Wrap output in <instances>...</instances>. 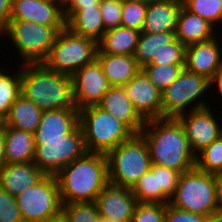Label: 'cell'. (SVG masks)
Wrapping results in <instances>:
<instances>
[{"instance_id": "51", "label": "cell", "mask_w": 222, "mask_h": 222, "mask_svg": "<svg viewBox=\"0 0 222 222\" xmlns=\"http://www.w3.org/2000/svg\"><path fill=\"white\" fill-rule=\"evenodd\" d=\"M209 222H222V218L215 219V220H210Z\"/></svg>"}, {"instance_id": "27", "label": "cell", "mask_w": 222, "mask_h": 222, "mask_svg": "<svg viewBox=\"0 0 222 222\" xmlns=\"http://www.w3.org/2000/svg\"><path fill=\"white\" fill-rule=\"evenodd\" d=\"M43 111L22 94L12 104L6 116V126L34 133L40 124Z\"/></svg>"}, {"instance_id": "12", "label": "cell", "mask_w": 222, "mask_h": 222, "mask_svg": "<svg viewBox=\"0 0 222 222\" xmlns=\"http://www.w3.org/2000/svg\"><path fill=\"white\" fill-rule=\"evenodd\" d=\"M73 100L80 110L97 105L112 87L97 59L76 71L72 76Z\"/></svg>"}, {"instance_id": "18", "label": "cell", "mask_w": 222, "mask_h": 222, "mask_svg": "<svg viewBox=\"0 0 222 222\" xmlns=\"http://www.w3.org/2000/svg\"><path fill=\"white\" fill-rule=\"evenodd\" d=\"M97 106L114 116L133 134L141 133L146 121L135 110L123 87L112 86Z\"/></svg>"}, {"instance_id": "8", "label": "cell", "mask_w": 222, "mask_h": 222, "mask_svg": "<svg viewBox=\"0 0 222 222\" xmlns=\"http://www.w3.org/2000/svg\"><path fill=\"white\" fill-rule=\"evenodd\" d=\"M98 43L72 33L67 27L61 30L42 62L47 68L72 76L76 71L96 59Z\"/></svg>"}, {"instance_id": "43", "label": "cell", "mask_w": 222, "mask_h": 222, "mask_svg": "<svg viewBox=\"0 0 222 222\" xmlns=\"http://www.w3.org/2000/svg\"><path fill=\"white\" fill-rule=\"evenodd\" d=\"M12 0H0V35L8 28L10 23Z\"/></svg>"}, {"instance_id": "47", "label": "cell", "mask_w": 222, "mask_h": 222, "mask_svg": "<svg viewBox=\"0 0 222 222\" xmlns=\"http://www.w3.org/2000/svg\"><path fill=\"white\" fill-rule=\"evenodd\" d=\"M43 222H68V221H67L64 213L61 211L59 214H57L53 217H50L49 219H46Z\"/></svg>"}, {"instance_id": "25", "label": "cell", "mask_w": 222, "mask_h": 222, "mask_svg": "<svg viewBox=\"0 0 222 222\" xmlns=\"http://www.w3.org/2000/svg\"><path fill=\"white\" fill-rule=\"evenodd\" d=\"M141 32L118 26L106 30L98 42L97 53L134 55Z\"/></svg>"}, {"instance_id": "15", "label": "cell", "mask_w": 222, "mask_h": 222, "mask_svg": "<svg viewBox=\"0 0 222 222\" xmlns=\"http://www.w3.org/2000/svg\"><path fill=\"white\" fill-rule=\"evenodd\" d=\"M10 20L66 26L63 4L57 0H12Z\"/></svg>"}, {"instance_id": "45", "label": "cell", "mask_w": 222, "mask_h": 222, "mask_svg": "<svg viewBox=\"0 0 222 222\" xmlns=\"http://www.w3.org/2000/svg\"><path fill=\"white\" fill-rule=\"evenodd\" d=\"M210 88H214L217 90L218 94L222 97V71L217 73L211 80H210Z\"/></svg>"}, {"instance_id": "32", "label": "cell", "mask_w": 222, "mask_h": 222, "mask_svg": "<svg viewBox=\"0 0 222 222\" xmlns=\"http://www.w3.org/2000/svg\"><path fill=\"white\" fill-rule=\"evenodd\" d=\"M195 167L206 173L222 172V134L196 155Z\"/></svg>"}, {"instance_id": "21", "label": "cell", "mask_w": 222, "mask_h": 222, "mask_svg": "<svg viewBox=\"0 0 222 222\" xmlns=\"http://www.w3.org/2000/svg\"><path fill=\"white\" fill-rule=\"evenodd\" d=\"M182 5V0H163L148 4L142 32H175Z\"/></svg>"}, {"instance_id": "28", "label": "cell", "mask_w": 222, "mask_h": 222, "mask_svg": "<svg viewBox=\"0 0 222 222\" xmlns=\"http://www.w3.org/2000/svg\"><path fill=\"white\" fill-rule=\"evenodd\" d=\"M177 39L175 32L164 33H147L141 32L134 58L138 65L142 68L149 64L161 49L167 48V45L173 43Z\"/></svg>"}, {"instance_id": "33", "label": "cell", "mask_w": 222, "mask_h": 222, "mask_svg": "<svg viewBox=\"0 0 222 222\" xmlns=\"http://www.w3.org/2000/svg\"><path fill=\"white\" fill-rule=\"evenodd\" d=\"M182 2L187 10L207 20L214 27L222 23V0H182Z\"/></svg>"}, {"instance_id": "6", "label": "cell", "mask_w": 222, "mask_h": 222, "mask_svg": "<svg viewBox=\"0 0 222 222\" xmlns=\"http://www.w3.org/2000/svg\"><path fill=\"white\" fill-rule=\"evenodd\" d=\"M79 126L88 152L107 154L133 135L123 123L97 105L79 110Z\"/></svg>"}, {"instance_id": "5", "label": "cell", "mask_w": 222, "mask_h": 222, "mask_svg": "<svg viewBox=\"0 0 222 222\" xmlns=\"http://www.w3.org/2000/svg\"><path fill=\"white\" fill-rule=\"evenodd\" d=\"M106 156L109 183L119 187L132 189L152 165L148 145L141 134H133Z\"/></svg>"}, {"instance_id": "14", "label": "cell", "mask_w": 222, "mask_h": 222, "mask_svg": "<svg viewBox=\"0 0 222 222\" xmlns=\"http://www.w3.org/2000/svg\"><path fill=\"white\" fill-rule=\"evenodd\" d=\"M222 39H212L187 45L185 69L189 72L202 75L211 80L222 71ZM221 41V42H220Z\"/></svg>"}, {"instance_id": "52", "label": "cell", "mask_w": 222, "mask_h": 222, "mask_svg": "<svg viewBox=\"0 0 222 222\" xmlns=\"http://www.w3.org/2000/svg\"><path fill=\"white\" fill-rule=\"evenodd\" d=\"M57 1L61 2L62 4H64L66 0H57Z\"/></svg>"}, {"instance_id": "10", "label": "cell", "mask_w": 222, "mask_h": 222, "mask_svg": "<svg viewBox=\"0 0 222 222\" xmlns=\"http://www.w3.org/2000/svg\"><path fill=\"white\" fill-rule=\"evenodd\" d=\"M34 163L45 175H56L87 152L80 126L64 138H34Z\"/></svg>"}, {"instance_id": "11", "label": "cell", "mask_w": 222, "mask_h": 222, "mask_svg": "<svg viewBox=\"0 0 222 222\" xmlns=\"http://www.w3.org/2000/svg\"><path fill=\"white\" fill-rule=\"evenodd\" d=\"M15 199L24 222H43L62 211L56 175H45Z\"/></svg>"}, {"instance_id": "39", "label": "cell", "mask_w": 222, "mask_h": 222, "mask_svg": "<svg viewBox=\"0 0 222 222\" xmlns=\"http://www.w3.org/2000/svg\"><path fill=\"white\" fill-rule=\"evenodd\" d=\"M99 6L106 30L121 26L122 0H101Z\"/></svg>"}, {"instance_id": "17", "label": "cell", "mask_w": 222, "mask_h": 222, "mask_svg": "<svg viewBox=\"0 0 222 222\" xmlns=\"http://www.w3.org/2000/svg\"><path fill=\"white\" fill-rule=\"evenodd\" d=\"M100 217L117 222H131L138 204L131 188L108 183L95 200Z\"/></svg>"}, {"instance_id": "23", "label": "cell", "mask_w": 222, "mask_h": 222, "mask_svg": "<svg viewBox=\"0 0 222 222\" xmlns=\"http://www.w3.org/2000/svg\"><path fill=\"white\" fill-rule=\"evenodd\" d=\"M96 59L111 86L123 87L141 70L134 55L97 53Z\"/></svg>"}, {"instance_id": "48", "label": "cell", "mask_w": 222, "mask_h": 222, "mask_svg": "<svg viewBox=\"0 0 222 222\" xmlns=\"http://www.w3.org/2000/svg\"><path fill=\"white\" fill-rule=\"evenodd\" d=\"M6 127V117L0 113V131L5 130Z\"/></svg>"}, {"instance_id": "16", "label": "cell", "mask_w": 222, "mask_h": 222, "mask_svg": "<svg viewBox=\"0 0 222 222\" xmlns=\"http://www.w3.org/2000/svg\"><path fill=\"white\" fill-rule=\"evenodd\" d=\"M123 88L135 110L145 121L161 118L162 92L142 70Z\"/></svg>"}, {"instance_id": "22", "label": "cell", "mask_w": 222, "mask_h": 222, "mask_svg": "<svg viewBox=\"0 0 222 222\" xmlns=\"http://www.w3.org/2000/svg\"><path fill=\"white\" fill-rule=\"evenodd\" d=\"M217 27L207 20L187 10L183 5L179 11L176 24V37L184 45L199 43L217 36Z\"/></svg>"}, {"instance_id": "37", "label": "cell", "mask_w": 222, "mask_h": 222, "mask_svg": "<svg viewBox=\"0 0 222 222\" xmlns=\"http://www.w3.org/2000/svg\"><path fill=\"white\" fill-rule=\"evenodd\" d=\"M186 47L180 40L176 39L173 43L167 45V48L161 49L157 54H154L149 64H185Z\"/></svg>"}, {"instance_id": "24", "label": "cell", "mask_w": 222, "mask_h": 222, "mask_svg": "<svg viewBox=\"0 0 222 222\" xmlns=\"http://www.w3.org/2000/svg\"><path fill=\"white\" fill-rule=\"evenodd\" d=\"M4 135L6 164L34 161L35 142L33 133L6 126Z\"/></svg>"}, {"instance_id": "35", "label": "cell", "mask_w": 222, "mask_h": 222, "mask_svg": "<svg viewBox=\"0 0 222 222\" xmlns=\"http://www.w3.org/2000/svg\"><path fill=\"white\" fill-rule=\"evenodd\" d=\"M62 212L66 216L68 222L100 221V215L95 202L62 204Z\"/></svg>"}, {"instance_id": "4", "label": "cell", "mask_w": 222, "mask_h": 222, "mask_svg": "<svg viewBox=\"0 0 222 222\" xmlns=\"http://www.w3.org/2000/svg\"><path fill=\"white\" fill-rule=\"evenodd\" d=\"M169 204L184 211L203 214L210 220L222 218L216 199L214 174L196 167L180 175Z\"/></svg>"}, {"instance_id": "34", "label": "cell", "mask_w": 222, "mask_h": 222, "mask_svg": "<svg viewBox=\"0 0 222 222\" xmlns=\"http://www.w3.org/2000/svg\"><path fill=\"white\" fill-rule=\"evenodd\" d=\"M147 6L139 0H122L121 26L142 32Z\"/></svg>"}, {"instance_id": "30", "label": "cell", "mask_w": 222, "mask_h": 222, "mask_svg": "<svg viewBox=\"0 0 222 222\" xmlns=\"http://www.w3.org/2000/svg\"><path fill=\"white\" fill-rule=\"evenodd\" d=\"M185 64H147L141 68L148 79L162 92L175 81L184 70Z\"/></svg>"}, {"instance_id": "42", "label": "cell", "mask_w": 222, "mask_h": 222, "mask_svg": "<svg viewBox=\"0 0 222 222\" xmlns=\"http://www.w3.org/2000/svg\"><path fill=\"white\" fill-rule=\"evenodd\" d=\"M101 0H66L63 4V13L67 21L75 12L83 8L100 7Z\"/></svg>"}, {"instance_id": "3", "label": "cell", "mask_w": 222, "mask_h": 222, "mask_svg": "<svg viewBox=\"0 0 222 222\" xmlns=\"http://www.w3.org/2000/svg\"><path fill=\"white\" fill-rule=\"evenodd\" d=\"M21 66V94L43 112L76 108L70 75L51 70L43 63H26Z\"/></svg>"}, {"instance_id": "49", "label": "cell", "mask_w": 222, "mask_h": 222, "mask_svg": "<svg viewBox=\"0 0 222 222\" xmlns=\"http://www.w3.org/2000/svg\"><path fill=\"white\" fill-rule=\"evenodd\" d=\"M139 1L146 3V4H150V3L160 2L163 0H139Z\"/></svg>"}, {"instance_id": "29", "label": "cell", "mask_w": 222, "mask_h": 222, "mask_svg": "<svg viewBox=\"0 0 222 222\" xmlns=\"http://www.w3.org/2000/svg\"><path fill=\"white\" fill-rule=\"evenodd\" d=\"M19 67L15 72L9 71L11 74L0 69V113L5 117L21 95V65Z\"/></svg>"}, {"instance_id": "44", "label": "cell", "mask_w": 222, "mask_h": 222, "mask_svg": "<svg viewBox=\"0 0 222 222\" xmlns=\"http://www.w3.org/2000/svg\"><path fill=\"white\" fill-rule=\"evenodd\" d=\"M216 184V199L222 215V172L214 174Z\"/></svg>"}, {"instance_id": "46", "label": "cell", "mask_w": 222, "mask_h": 222, "mask_svg": "<svg viewBox=\"0 0 222 222\" xmlns=\"http://www.w3.org/2000/svg\"><path fill=\"white\" fill-rule=\"evenodd\" d=\"M6 164L5 156V135L4 130L0 131V171Z\"/></svg>"}, {"instance_id": "9", "label": "cell", "mask_w": 222, "mask_h": 222, "mask_svg": "<svg viewBox=\"0 0 222 222\" xmlns=\"http://www.w3.org/2000/svg\"><path fill=\"white\" fill-rule=\"evenodd\" d=\"M210 87L209 79L184 68L178 78L162 91L161 118H178L188 110L190 112L208 107L209 103L207 104L205 98L204 101L201 100L202 96L208 95Z\"/></svg>"}, {"instance_id": "36", "label": "cell", "mask_w": 222, "mask_h": 222, "mask_svg": "<svg viewBox=\"0 0 222 222\" xmlns=\"http://www.w3.org/2000/svg\"><path fill=\"white\" fill-rule=\"evenodd\" d=\"M181 173L165 166L157 165V181L160 188V203L168 204L178 185Z\"/></svg>"}, {"instance_id": "38", "label": "cell", "mask_w": 222, "mask_h": 222, "mask_svg": "<svg viewBox=\"0 0 222 222\" xmlns=\"http://www.w3.org/2000/svg\"><path fill=\"white\" fill-rule=\"evenodd\" d=\"M166 204L138 202L131 222H164Z\"/></svg>"}, {"instance_id": "40", "label": "cell", "mask_w": 222, "mask_h": 222, "mask_svg": "<svg viewBox=\"0 0 222 222\" xmlns=\"http://www.w3.org/2000/svg\"><path fill=\"white\" fill-rule=\"evenodd\" d=\"M0 222H24L16 199L0 187Z\"/></svg>"}, {"instance_id": "31", "label": "cell", "mask_w": 222, "mask_h": 222, "mask_svg": "<svg viewBox=\"0 0 222 222\" xmlns=\"http://www.w3.org/2000/svg\"><path fill=\"white\" fill-rule=\"evenodd\" d=\"M138 202L160 203V188L157 181V164H152L132 188Z\"/></svg>"}, {"instance_id": "50", "label": "cell", "mask_w": 222, "mask_h": 222, "mask_svg": "<svg viewBox=\"0 0 222 222\" xmlns=\"http://www.w3.org/2000/svg\"><path fill=\"white\" fill-rule=\"evenodd\" d=\"M99 222H117V221H114V220L108 219V218H104V217H100V221Z\"/></svg>"}, {"instance_id": "26", "label": "cell", "mask_w": 222, "mask_h": 222, "mask_svg": "<svg viewBox=\"0 0 222 222\" xmlns=\"http://www.w3.org/2000/svg\"><path fill=\"white\" fill-rule=\"evenodd\" d=\"M66 27L72 33L93 39L97 43L106 31L102 21L100 7L83 8L75 12L66 21Z\"/></svg>"}, {"instance_id": "20", "label": "cell", "mask_w": 222, "mask_h": 222, "mask_svg": "<svg viewBox=\"0 0 222 222\" xmlns=\"http://www.w3.org/2000/svg\"><path fill=\"white\" fill-rule=\"evenodd\" d=\"M44 176L34 162L5 164L0 171V187L16 197Z\"/></svg>"}, {"instance_id": "2", "label": "cell", "mask_w": 222, "mask_h": 222, "mask_svg": "<svg viewBox=\"0 0 222 222\" xmlns=\"http://www.w3.org/2000/svg\"><path fill=\"white\" fill-rule=\"evenodd\" d=\"M62 204L95 202L109 183L108 161L104 153L86 152L57 174Z\"/></svg>"}, {"instance_id": "13", "label": "cell", "mask_w": 222, "mask_h": 222, "mask_svg": "<svg viewBox=\"0 0 222 222\" xmlns=\"http://www.w3.org/2000/svg\"><path fill=\"white\" fill-rule=\"evenodd\" d=\"M211 107L188 111L178 117L183 125L192 152L197 155L222 134L220 119ZM218 119V120H217Z\"/></svg>"}, {"instance_id": "1", "label": "cell", "mask_w": 222, "mask_h": 222, "mask_svg": "<svg viewBox=\"0 0 222 222\" xmlns=\"http://www.w3.org/2000/svg\"><path fill=\"white\" fill-rule=\"evenodd\" d=\"M140 134L148 145L152 164L181 174L195 167L196 155L178 118L147 120Z\"/></svg>"}, {"instance_id": "41", "label": "cell", "mask_w": 222, "mask_h": 222, "mask_svg": "<svg viewBox=\"0 0 222 222\" xmlns=\"http://www.w3.org/2000/svg\"><path fill=\"white\" fill-rule=\"evenodd\" d=\"M210 219L203 215L184 211L166 204L164 222H209Z\"/></svg>"}, {"instance_id": "19", "label": "cell", "mask_w": 222, "mask_h": 222, "mask_svg": "<svg viewBox=\"0 0 222 222\" xmlns=\"http://www.w3.org/2000/svg\"><path fill=\"white\" fill-rule=\"evenodd\" d=\"M79 127V110L62 108L44 111L34 138H64Z\"/></svg>"}, {"instance_id": "7", "label": "cell", "mask_w": 222, "mask_h": 222, "mask_svg": "<svg viewBox=\"0 0 222 222\" xmlns=\"http://www.w3.org/2000/svg\"><path fill=\"white\" fill-rule=\"evenodd\" d=\"M65 27L10 20L7 30L2 35L11 39L20 56L21 64L42 63L54 45L58 33Z\"/></svg>"}]
</instances>
